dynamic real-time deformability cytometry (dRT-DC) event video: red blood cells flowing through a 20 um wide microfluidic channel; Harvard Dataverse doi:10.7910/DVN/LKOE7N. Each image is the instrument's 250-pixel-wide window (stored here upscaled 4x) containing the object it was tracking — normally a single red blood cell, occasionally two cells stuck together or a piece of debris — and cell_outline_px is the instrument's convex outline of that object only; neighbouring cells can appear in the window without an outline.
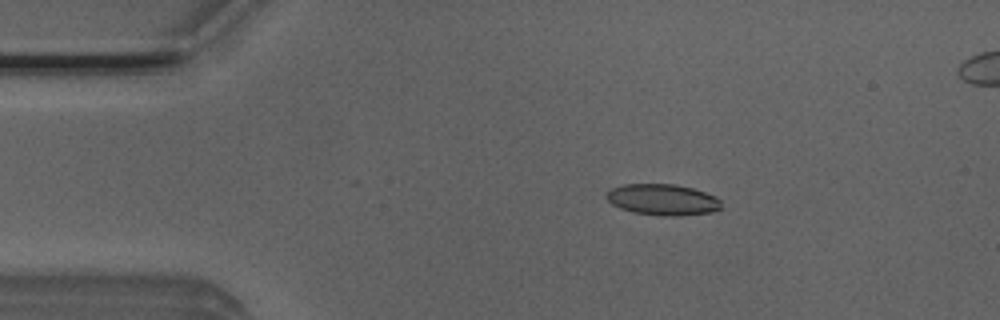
{"species": "Egyptian fruit bat (a non-hibernating species)", "species_latin": "Rousettus aegyptiacus", "temperature_condition": "room temperature", "stored_images_in_passage": 6, "camera_frame_rate_fps": 3000, "um_per_image_px": 0.085, "animal": {"sex": "male"}, "frame": {"image": 1, "passage_image": 3, "time_ms": 0.667, "image_size_px": [1000, 320], "cell_outline_px": [[720, 208], [712, 212], [676, 216], [664, 216], [632, 212], [620, 208], [612, 204], [604, 196], [612, 188], [624, 184], [676, 184], [692, 188], [716, 196], [720, 200]], "centroid_in_image_um": [56.31, 16.97], "position_along_channel_um": 28.7, "area_um2": 20.81}}